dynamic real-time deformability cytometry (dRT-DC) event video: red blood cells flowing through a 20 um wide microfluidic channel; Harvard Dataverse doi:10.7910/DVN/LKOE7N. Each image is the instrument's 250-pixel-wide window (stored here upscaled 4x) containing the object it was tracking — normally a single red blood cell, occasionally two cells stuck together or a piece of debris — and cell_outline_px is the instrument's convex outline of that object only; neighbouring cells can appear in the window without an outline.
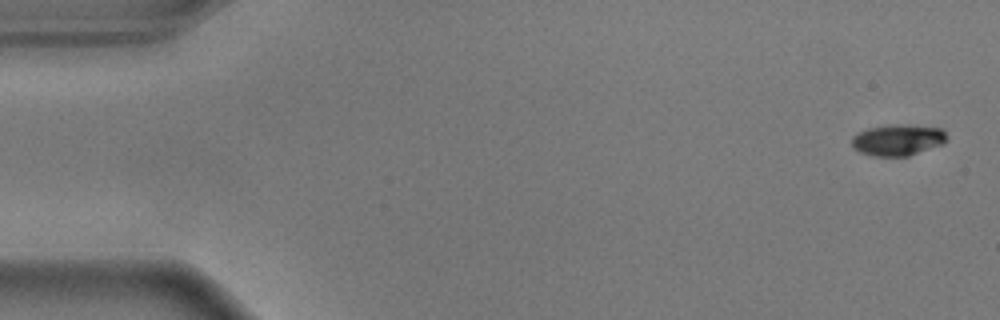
{"species": "common noctule bat (a hibernating species)", "species_latin": "Nyctalus noctula", "temperature_condition": "warm", "stored_images_in_passage": 55, "camera_frame_rate_fps": 3000, "um_per_image_px": 0.085, "animal": {"sex": "male", "body_mass_g": 17.9}, "frame": {"image": 1, "passage_image": 1, "time_ms": 0.0, "image_size_px": [1000, 320], "cell_outline_px": [[948, 140], [940, 144], [908, 156], [876, 156], [860, 152], [852, 148], [852, 136], [868, 128], [900, 124], [940, 128], [948, 136]], "centroid_in_image_um": [76.29, 11.9], "position_along_channel_um": 8.7, "area_um2": 16.99}}
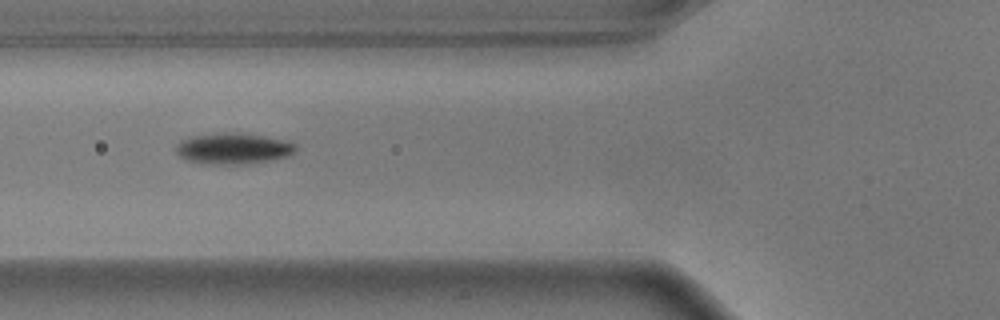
{"frame": {"image": 2, "passage_image": 20, "time_ms": 6.333, "image_size_px": [1000, 320], "cell_outline_px": [[296, 148], [292, 156], [244, 164], [212, 164], [188, 160], [180, 156], [176, 152], [176, 144], [180, 140], [192, 136], [224, 132], [240, 132], [264, 136], [296, 144]], "centroid_in_image_um": [19.82, 12.61], "position_along_channel_um": 106.0, "area_um2": 21.56}}
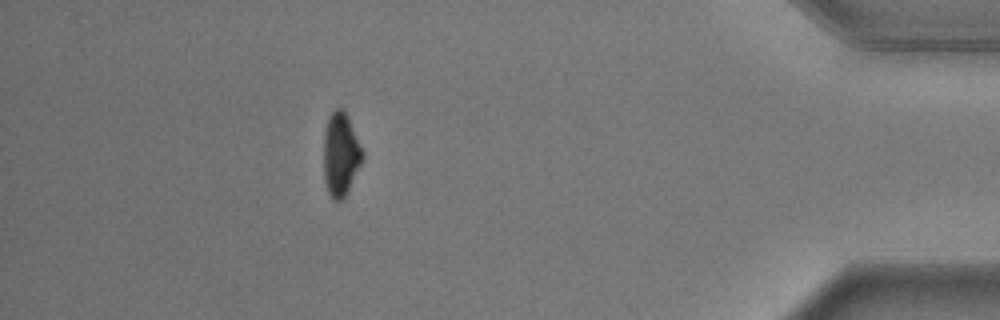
{"frame": {"image": 3, "passage_image": 49, "time_ms": 16.0, "image_size_px": [1000, 320], "cell_outline_px": [[364, 160], [344, 196], [340, 200], [332, 200], [328, 192], [324, 180], [324, 132], [328, 116], [336, 108], [344, 108], [348, 116], [364, 152]], "centroid_in_image_um": [28.96, 13.08], "position_along_channel_um": 406.2, "area_um2": 19.02}, "authors_computed_cell_mechanics": {"area_um2": 19.4208, "velocity_mm_per_s": 3.6284, "shape_relaxation_time_tau1_ms": 2.3577, "shape_relaxation_time_tau2_ms": null, "deformation_change_tau1": 0.1435, "deformation_change_tau2": null}}